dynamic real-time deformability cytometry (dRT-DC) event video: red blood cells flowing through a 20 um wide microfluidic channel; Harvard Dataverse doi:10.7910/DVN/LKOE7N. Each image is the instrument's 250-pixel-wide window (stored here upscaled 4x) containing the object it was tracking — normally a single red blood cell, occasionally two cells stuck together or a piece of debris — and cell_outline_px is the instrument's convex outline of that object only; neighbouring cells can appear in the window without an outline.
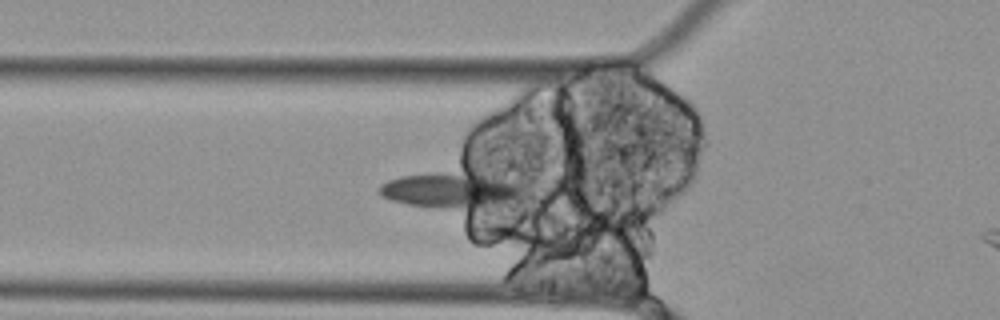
{"species": "Egyptian fruit bat (a non-hibernating species)", "species_latin": "Rousettus aegyptiacus", "temperature_condition": "cold", "stored_images_in_passage": 42, "camera_frame_rate_fps": 3000, "um_per_image_px": 0.085, "animal": {"sex": "female"}, "frame": {"image": 1, "passage_image": 14, "time_ms": 4.333, "image_size_px": [1000, 320], "cell_outline_px": [[520, 200], [476, 208], [428, 208], [408, 204], [392, 200], [384, 196], [380, 192], [380, 184], [388, 180], [400, 176], [432, 172], [480, 168], [484, 168], [520, 188]], "centroid_in_image_um": [38.36, 16.09], "position_along_channel_um": 87.4, "area_um2": 30.87}}
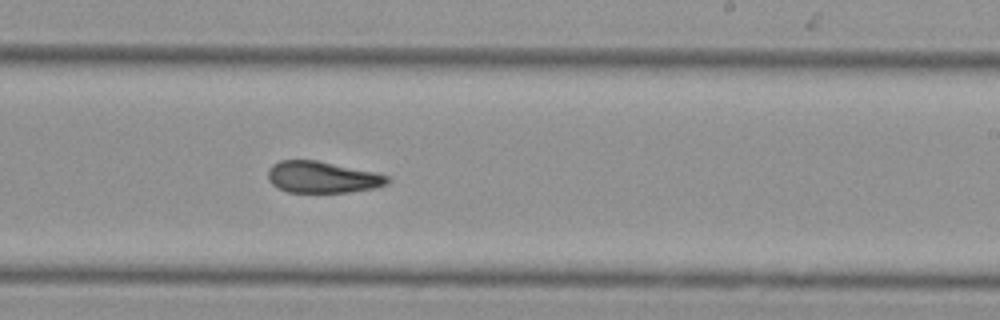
{"frame": {"image": 2, "passage_image": 29, "time_ms": 9.333, "image_size_px": [1000, 320], "cell_outline_px": [[392, 180], [388, 184], [376, 188], [348, 192], [288, 192], [276, 188], [268, 180], [268, 172], [272, 164], [280, 160], [316, 160], [376, 172], [388, 176]], "centroid_in_image_um": [27.41, 15.06], "position_along_channel_um": 261.6, "area_um2": 22.14}}
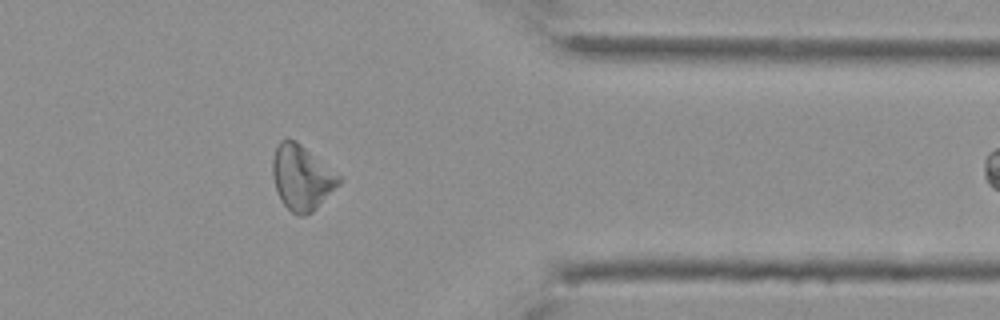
{"frame": {"image": 3, "passage_image": 41, "time_ms": 13.333, "image_size_px": [1000, 320], "cell_outline_px": [[344, 180], [312, 212], [304, 216], [300, 216], [292, 212], [280, 200], [272, 176], [272, 160], [276, 144], [280, 140], [288, 136], [296, 140], [340, 176]], "centroid_in_image_um": [25.62, 15.06], "position_along_channel_um": 385.8, "area_um2": 25.2}}